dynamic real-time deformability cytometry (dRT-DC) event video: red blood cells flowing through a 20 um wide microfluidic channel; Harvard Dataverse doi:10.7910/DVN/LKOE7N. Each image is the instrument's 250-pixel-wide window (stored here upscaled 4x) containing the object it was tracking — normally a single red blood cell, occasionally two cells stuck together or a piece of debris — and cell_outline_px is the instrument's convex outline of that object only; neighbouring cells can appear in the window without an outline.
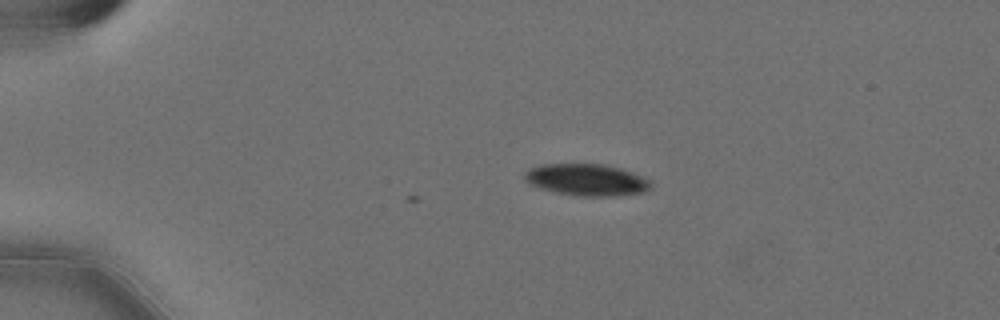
{"species": "Egyptian fruit bat (a non-hibernating species)", "species_latin": "Rousettus aegyptiacus", "temperature_condition": "cold", "stored_images_in_passage": 2, "camera_frame_rate_fps": 3000, "um_per_image_px": 0.085, "animal": {"sex": "female"}, "frame": {"image": 1, "passage_image": 2, "time_ms": 0.333, "image_size_px": [1000, 320], "cell_outline_px": [[652, 188], [644, 192], [604, 196], [576, 196], [556, 192], [540, 188], [528, 184], [524, 180], [524, 172], [528, 168], [540, 164], [604, 164], [620, 168], [632, 172], [648, 180], [652, 184]], "centroid_in_image_um": [49.8, 15.27], "position_along_channel_um": 35.2, "area_um2": 23.41}}